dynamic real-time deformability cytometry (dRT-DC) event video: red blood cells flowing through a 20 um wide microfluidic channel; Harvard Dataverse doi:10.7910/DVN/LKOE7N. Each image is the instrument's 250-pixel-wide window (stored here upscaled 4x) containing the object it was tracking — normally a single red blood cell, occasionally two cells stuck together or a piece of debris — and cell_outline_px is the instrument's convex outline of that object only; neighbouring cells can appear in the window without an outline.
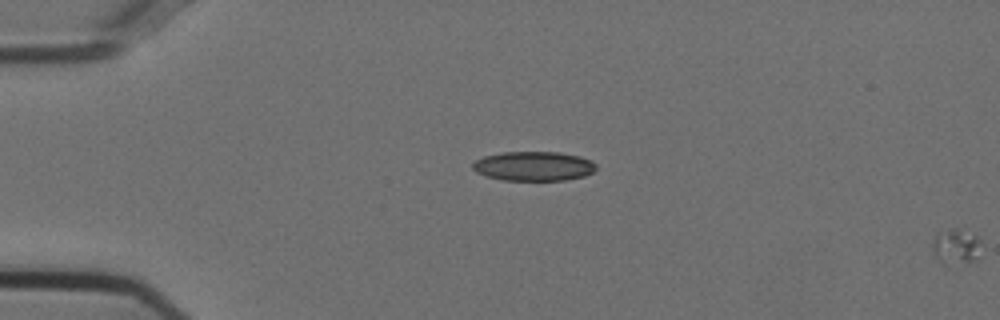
{"species": "Egyptian fruit bat (a non-hibernating species)", "species_latin": "Rousettus aegyptiacus", "temperature_condition": "cold", "stored_images_in_passage": 14, "segment_of_instrument_passage": [2, 2], "camera_frame_rate_fps": 3000, "um_per_image_px": 0.085, "animal": {"sex": "female"}, "frame": {"image": 1, "passage_image": 14, "time_ms": 4.333, "image_size_px": [1000, 320], "cell_outline_px": [[980, 260], [948, 268], [940, 264], [936, 260], [932, 252], [932, 240], [936, 236], [956, 228], [980, 236]], "centroid_in_image_um": [81.28, 21.08], "position_along_channel_um": 3.7, "area_um2": 10.75}}